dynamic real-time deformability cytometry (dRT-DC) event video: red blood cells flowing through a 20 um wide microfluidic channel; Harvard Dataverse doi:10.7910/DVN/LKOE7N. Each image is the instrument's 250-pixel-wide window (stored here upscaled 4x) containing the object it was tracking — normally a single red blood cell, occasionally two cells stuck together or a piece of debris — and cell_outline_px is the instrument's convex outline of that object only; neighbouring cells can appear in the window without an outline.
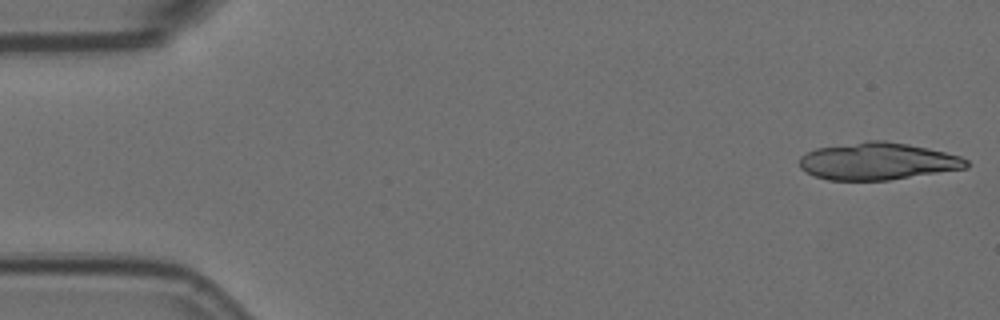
{"species": "Egyptian fruit bat (a non-hibernating species)", "species_latin": "Rousettus aegyptiacus", "temperature_condition": "room temperature", "stored_images_in_passage": 6, "camera_frame_rate_fps": 3000, "um_per_image_px": 0.085, "animal": {"sex": "female"}, "frame": {"image": 1, "passage_image": 1, "time_ms": 0.0, "image_size_px": [1000, 320], "cell_outline_px": [[968, 168], [888, 180], [828, 180], [804, 172], [800, 168], [800, 156], [816, 148], [868, 140], [884, 140], [908, 144], [928, 148], [960, 156], [968, 160]], "centroid_in_image_um": [74.59, 13.7], "position_along_channel_um": 10.4, "area_um2": 36.18}}